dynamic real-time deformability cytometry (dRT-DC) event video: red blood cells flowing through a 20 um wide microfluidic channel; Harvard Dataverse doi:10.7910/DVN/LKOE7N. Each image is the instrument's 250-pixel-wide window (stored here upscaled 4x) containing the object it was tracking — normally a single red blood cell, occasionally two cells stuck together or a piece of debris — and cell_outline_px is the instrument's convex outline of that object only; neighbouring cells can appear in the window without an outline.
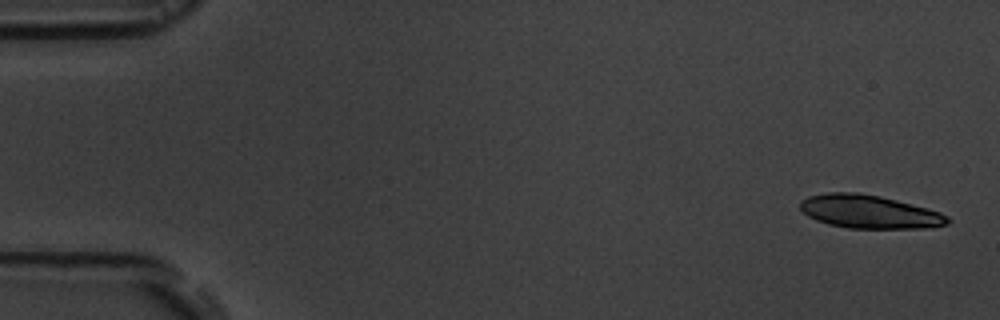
{"species": "common noctule bat (a hibernating species)", "species_latin": "Nyctalus noctula", "temperature_condition": "room temperature", "stored_images_in_passage": 6, "camera_frame_rate_fps": 3000, "um_per_image_px": 0.085, "animal": {"sex": "male", "body_mass_g": 19.5, "forearm_length_mm": 54.6}, "frame": {"image": 1, "passage_image": 1, "time_ms": 0.0, "image_size_px": [1000, 320], "cell_outline_px": [[952, 220], [948, 224], [924, 228], [848, 228], [828, 224], [816, 220], [808, 216], [800, 208], [800, 200], [808, 196], [828, 192], [860, 192], [880, 196], [928, 208], [940, 212], [948, 216]], "centroid_in_image_um": [73.89, 17.99], "position_along_channel_um": 11.1, "area_um2": 28.73}}
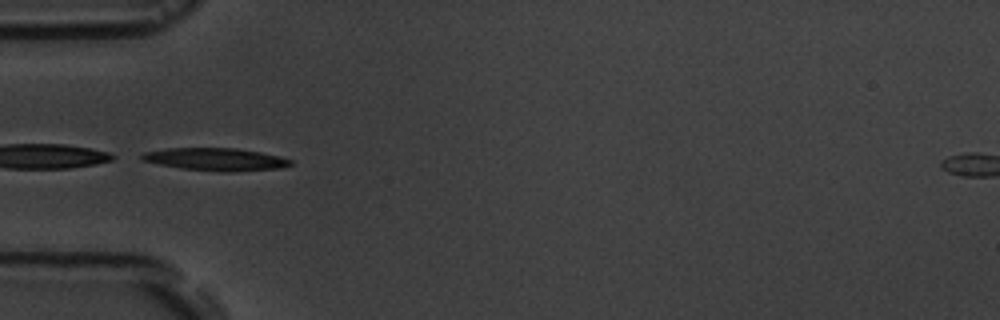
{"frame": {"image": 2, "passage_image": 5, "time_ms": 5.333, "image_size_px": [1000, 320], "cell_outline_px": [[292, 164], [284, 168], [232, 172], [220, 172], [180, 168], [140, 160], [140, 156], [144, 152], [164, 148], [236, 148], [260, 152], [280, 156], [292, 160]], "centroid_in_image_um": [18.35, 13.54], "position_along_channel_um": 66.7, "area_um2": 19.83}}